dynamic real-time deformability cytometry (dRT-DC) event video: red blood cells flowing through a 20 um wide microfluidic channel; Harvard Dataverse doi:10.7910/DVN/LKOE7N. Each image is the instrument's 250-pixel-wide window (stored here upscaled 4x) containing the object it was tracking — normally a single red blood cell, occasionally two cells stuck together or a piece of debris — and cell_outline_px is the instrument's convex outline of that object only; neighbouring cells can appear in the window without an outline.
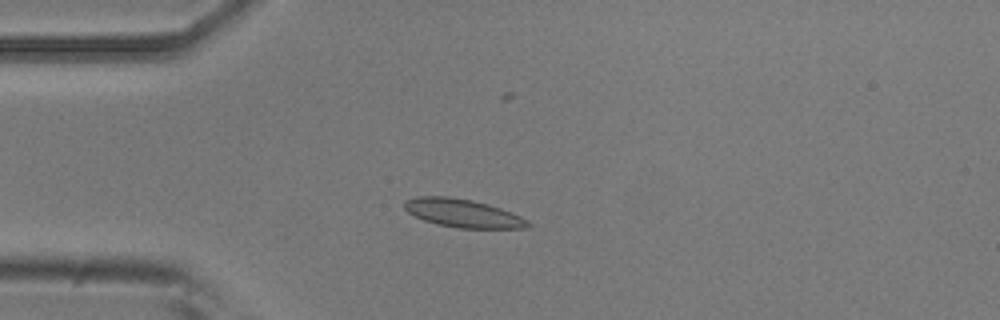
{"species": "common noctule bat (a hibernating species)", "species_latin": "Nyctalus noctula", "temperature_condition": "room temperature", "stored_images_in_passage": 8, "camera_frame_rate_fps": 3000, "um_per_image_px": 0.085, "animal": {"sex": "male", "body_mass_g": 20.5, "forearm_length_mm": 52.5}, "frame": {"image": 1, "passage_image": 4, "time_ms": 1.0, "image_size_px": [1000, 320], "cell_outline_px": [[532, 224], [528, 228], [460, 228], [436, 224], [424, 220], [408, 212], [404, 208], [404, 200], [416, 196], [448, 196], [472, 200], [488, 204], [500, 208], [520, 216], [528, 220]], "centroid_in_image_um": [39.33, 18.12], "position_along_channel_um": 45.7, "area_um2": 20.35}}
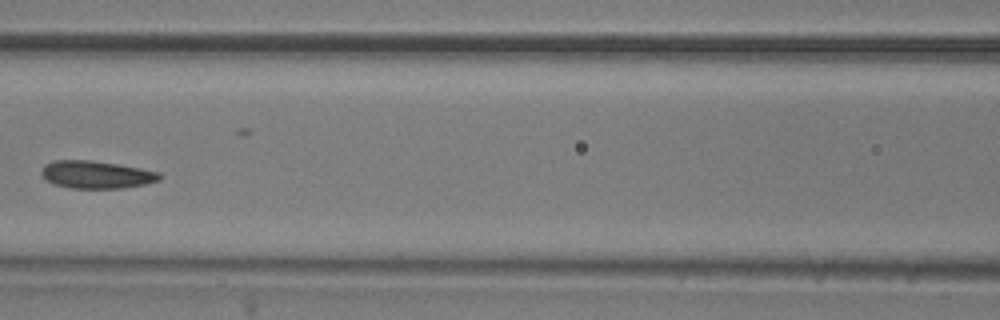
{"frame": {"image": 2, "passage_image": 7, "time_ms": 2.0, "image_size_px": [1000, 320], "cell_outline_px": [[164, 176], [160, 180], [144, 184], [124, 188], [68, 188], [52, 184], [40, 172], [44, 164], [56, 160], [92, 160], [140, 168], [160, 172]], "centroid_in_image_um": [8.2, 14.84], "position_along_channel_um": 158.4, "area_um2": 19.07}}
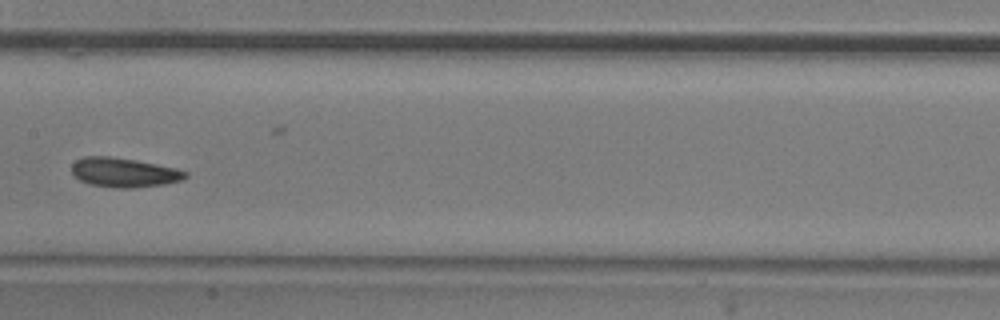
{"frame": {"image": 3, "passage_image": 8, "time_ms": 2.333, "image_size_px": [1000, 320], "cell_outline_px": [[188, 176], [180, 180], [164, 184], [132, 188], [120, 188], [88, 184], [80, 180], [72, 172], [72, 164], [76, 160], [84, 156], [108, 156], [136, 160], [176, 168], [188, 172]], "centroid_in_image_um": [10.53, 14.65], "position_along_channel_um": 196.9, "area_um2": 19.36}}